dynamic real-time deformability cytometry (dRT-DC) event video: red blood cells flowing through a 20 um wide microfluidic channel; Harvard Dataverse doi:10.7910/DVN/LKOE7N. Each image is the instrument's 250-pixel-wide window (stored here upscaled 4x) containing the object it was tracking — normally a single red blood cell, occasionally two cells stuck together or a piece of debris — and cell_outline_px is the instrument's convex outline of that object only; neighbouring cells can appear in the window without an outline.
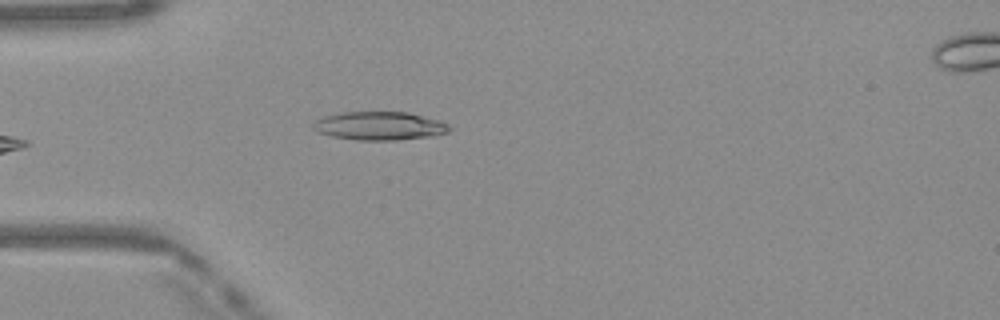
{"species": "Egyptian fruit bat (a non-hibernating species)", "species_latin": "Rousettus aegyptiacus", "temperature_condition": "warm", "stored_images_in_passage": 39, "camera_frame_rate_fps": 3000, "um_per_image_px": 0.085, "frame": {"image": 1, "passage_image": 4, "time_ms": 1.0, "image_size_px": [1000, 320], "cell_outline_px": [[452, 128], [448, 132], [432, 136], [396, 140], [356, 140], [332, 136], [316, 132], [312, 128], [312, 120], [324, 116], [344, 112], [408, 112], [440, 120], [448, 124]], "centroid_in_image_um": [32.23, 10.7], "position_along_channel_um": 52.8, "area_um2": 22.77}}
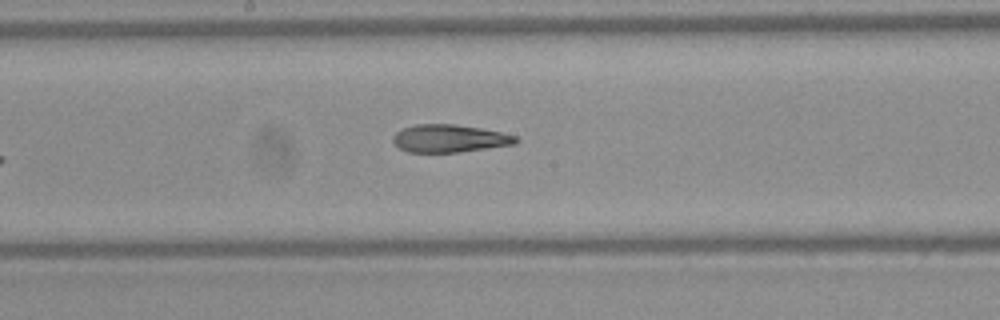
{"frame": {"image": 2, "passage_image": 16, "time_ms": 5.0, "image_size_px": [1000, 320], "cell_outline_px": [[520, 140], [516, 144], [456, 152], [408, 152], [400, 148], [392, 140], [392, 136], [400, 128], [416, 124], [456, 124], [480, 128], [500, 132], [516, 136]], "centroid_in_image_um": [38.18, 11.76], "position_along_channel_um": 210.0, "area_um2": 19.83}}
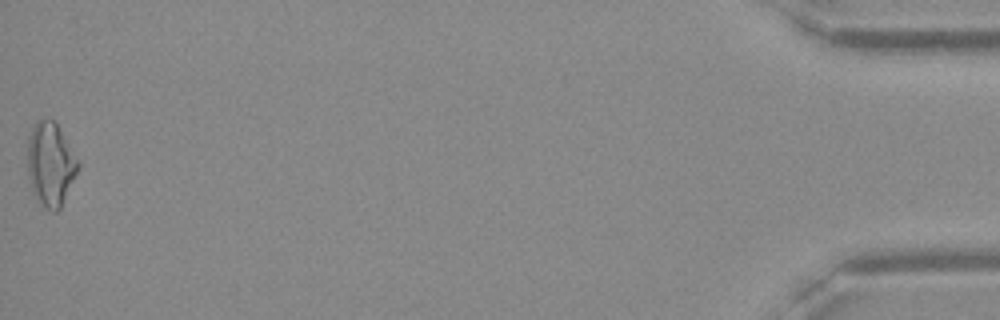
{"frame": {"image": 3, "passage_image": 39, "time_ms": 12.667, "image_size_px": [1000, 320], "cell_outline_px": [[80, 168], [60, 208], [56, 212], [52, 212], [32, 192], [28, 176], [28, 136], [36, 120], [52, 120], [56, 124], [80, 164]], "centroid_in_image_um": [4.29, 13.96], "position_along_channel_um": 430.9, "area_um2": 24.1}, "authors_computed_cell_mechanics": {"area_um2": 20.7502, "velocity_mm_per_s": 4.1333, "shape_relaxation_time_tau1_ms": null, "shape_relaxation_time_tau2_ms": 4.3333, "deformation_change_tau1": null, "deformation_change_tau2": 0.162}}